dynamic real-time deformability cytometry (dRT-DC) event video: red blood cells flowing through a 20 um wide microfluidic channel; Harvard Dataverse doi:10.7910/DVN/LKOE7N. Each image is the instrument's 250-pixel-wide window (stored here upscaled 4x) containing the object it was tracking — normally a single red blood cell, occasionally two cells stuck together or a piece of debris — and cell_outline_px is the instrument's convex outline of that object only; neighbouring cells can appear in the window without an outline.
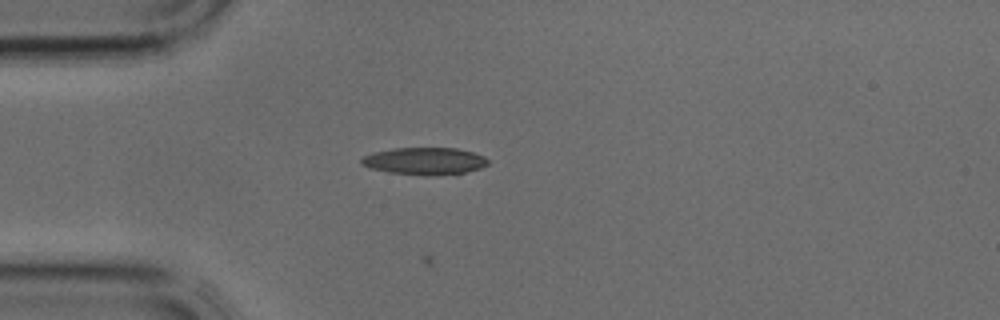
{"species": "common noctule bat (a hibernating species)", "species_latin": "Nyctalus noctula", "temperature_condition": "cold", "stored_images_in_passage": 11, "camera_frame_rate_fps": 3000, "um_per_image_px": 0.085, "animal": {"sex": "male", "body_mass_g": 17.9, "forearm_length_mm": 54.2}, "frame": {"image": 1, "passage_image": 3, "time_ms": 0.667, "image_size_px": [1000, 320], "cell_outline_px": [[488, 164], [480, 168], [464, 172], [428, 176], [424, 176], [388, 172], [368, 168], [360, 164], [360, 160], [364, 156], [372, 152], [392, 148], [456, 148], [472, 152], [484, 156], [488, 160]], "centroid_in_image_um": [36.04, 13.69], "position_along_channel_um": 49.0, "area_um2": 20.17}}
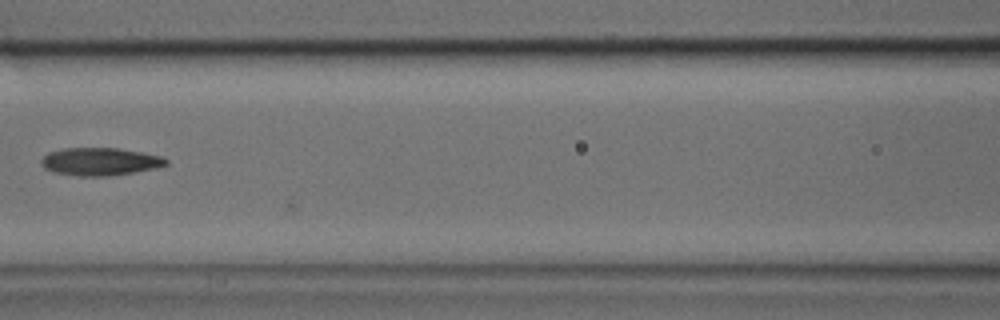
{"frame": {"image": 2, "passage_image": 10, "time_ms": 3.0, "image_size_px": [1000, 320], "cell_outline_px": [[168, 164], [156, 168], [108, 176], [76, 176], [52, 172], [44, 168], [40, 164], [40, 160], [48, 152], [64, 148], [116, 148], [164, 156], [168, 160]], "centroid_in_image_um": [8.48, 13.73], "position_along_channel_um": 158.1, "area_um2": 20.29}}